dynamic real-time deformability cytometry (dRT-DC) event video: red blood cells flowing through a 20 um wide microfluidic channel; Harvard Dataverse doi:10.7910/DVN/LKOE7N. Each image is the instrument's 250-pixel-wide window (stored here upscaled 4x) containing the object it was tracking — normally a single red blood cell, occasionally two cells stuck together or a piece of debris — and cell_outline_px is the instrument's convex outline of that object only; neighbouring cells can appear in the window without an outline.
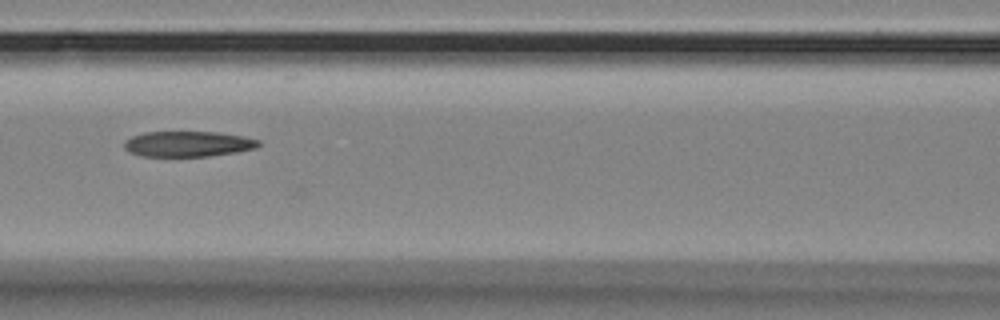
{"species": "Egyptian fruit bat (a non-hibernating species)", "species_latin": "Rousettus aegyptiacus", "temperature_condition": "room temperature", "stored_images_in_passage": 8, "camera_frame_rate_fps": 3000, "um_per_image_px": 0.085, "animal": {"sex": "female"}, "frame": {"image": 1, "passage_image": 8, "time_ms": 8.0, "image_size_px": [1000, 320], "cell_outline_px": [[260, 144], [256, 148], [236, 152], [208, 156], [140, 156], [124, 148], [124, 140], [132, 136], [144, 132], [220, 132], [244, 136], [260, 140]], "centroid_in_image_um": [15.99, 12.22], "position_along_channel_um": 150.6, "area_um2": 20.0}}